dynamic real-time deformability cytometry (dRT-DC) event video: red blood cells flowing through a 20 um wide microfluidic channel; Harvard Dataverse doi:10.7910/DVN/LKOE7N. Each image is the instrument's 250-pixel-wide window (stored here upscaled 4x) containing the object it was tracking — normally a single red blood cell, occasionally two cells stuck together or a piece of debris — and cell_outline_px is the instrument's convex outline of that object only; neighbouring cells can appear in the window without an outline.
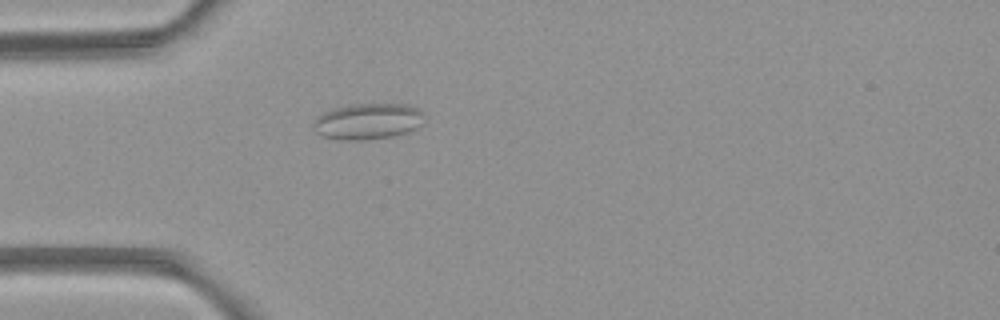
{"species": "common noctule bat (a hibernating species)", "species_latin": "Nyctalus noctula", "temperature_condition": "room temperature", "stored_images_in_passage": 2, "camera_frame_rate_fps": 3000, "um_per_image_px": 0.085, "animal": {"sex": "female", "body_mass_g": 21.9}, "frame": {"image": 1, "passage_image": 2, "time_ms": 1.333, "image_size_px": [1000, 320], "cell_outline_px": [[424, 112], [420, 124], [416, 128], [408, 132], [392, 136], [364, 140], [344, 140], [320, 136], [316, 132], [312, 124], [324, 112], [332, 108], [352, 104], [408, 104]], "centroid_in_image_um": [31.25, 10.31], "position_along_channel_um": 53.7, "area_um2": 23.24}}